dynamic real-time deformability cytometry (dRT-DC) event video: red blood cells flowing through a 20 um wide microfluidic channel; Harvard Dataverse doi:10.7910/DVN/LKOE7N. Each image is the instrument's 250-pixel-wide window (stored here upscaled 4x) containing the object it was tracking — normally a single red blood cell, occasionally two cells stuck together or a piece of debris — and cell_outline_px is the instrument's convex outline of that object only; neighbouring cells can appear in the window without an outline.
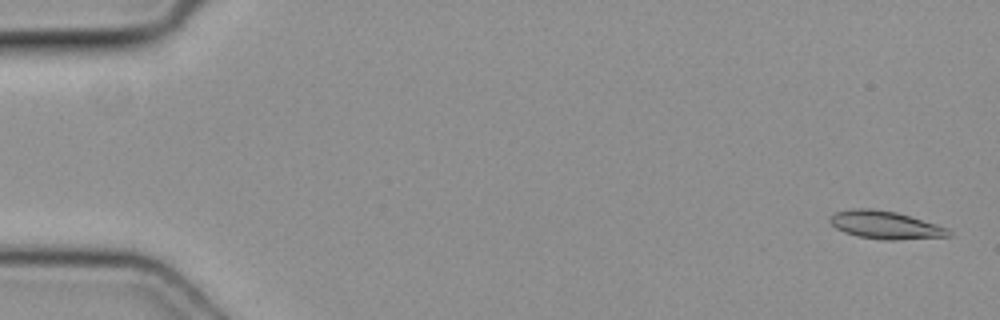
{"species": "common noctule bat (a hibernating species)", "species_latin": "Nyctalus noctula", "temperature_condition": "cold", "stored_images_in_passage": 10, "camera_frame_rate_fps": 3000, "um_per_image_px": 0.085, "animal": {"sex": "female", "body_mass_g": 19.3, "forearm_length_mm": 54.1}, "frame": {"image": 1, "passage_image": 2, "time_ms": 0.333, "image_size_px": [1000, 320], "cell_outline_px": [[952, 236], [892, 240], [884, 240], [856, 236], [844, 232], [836, 228], [828, 220], [836, 212], [852, 208], [872, 208], [896, 212], [936, 224], [948, 228], [952, 232]], "centroid_in_image_um": [75.25, 19.12], "position_along_channel_um": 9.7, "area_um2": 19.25}}